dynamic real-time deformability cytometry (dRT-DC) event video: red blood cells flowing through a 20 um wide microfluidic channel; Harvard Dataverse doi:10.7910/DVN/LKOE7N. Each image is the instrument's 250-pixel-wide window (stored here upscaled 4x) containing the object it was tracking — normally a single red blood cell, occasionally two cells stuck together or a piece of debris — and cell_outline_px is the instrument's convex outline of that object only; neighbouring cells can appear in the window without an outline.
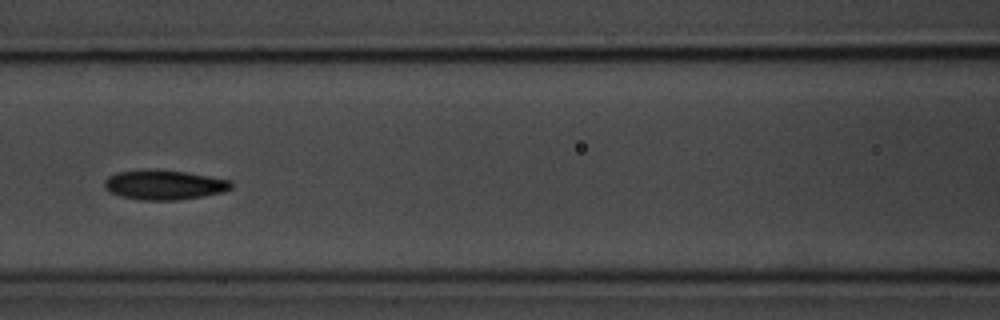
{"species": "common noctule bat (a hibernating species)", "species_latin": "Nyctalus noctula", "temperature_condition": "room temperature", "stored_images_in_passage": 8, "camera_frame_rate_fps": 3000, "um_per_image_px": 0.085, "animal": {"sex": "male", "body_mass_g": 20.1, "forearm_length_mm": 53.5}, "frame": {"image": 1, "passage_image": 7, "time_ms": 7.0, "image_size_px": [1000, 320], "cell_outline_px": [[232, 188], [224, 192], [204, 196], [180, 200], [140, 200], [120, 196], [108, 192], [104, 188], [104, 180], [108, 176], [116, 172], [156, 168], [184, 172], [232, 180]], "centroid_in_image_um": [13.93, 15.71], "position_along_channel_um": 152.7, "area_um2": 22.31}}
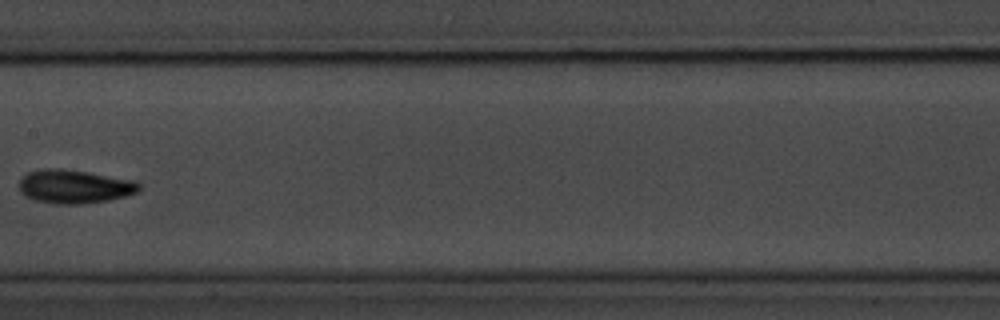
{"frame": {"image": 2, "passage_image": 8, "time_ms": 8.333, "image_size_px": [1000, 320], "cell_outline_px": [[140, 188], [136, 192], [124, 196], [108, 200], [84, 204], [56, 204], [36, 200], [24, 196], [20, 192], [20, 180], [28, 172], [44, 168], [60, 168], [88, 172], [136, 180], [140, 184]], "centroid_in_image_um": [6.32, 15.85], "position_along_channel_um": 201.1, "area_um2": 23.52}}